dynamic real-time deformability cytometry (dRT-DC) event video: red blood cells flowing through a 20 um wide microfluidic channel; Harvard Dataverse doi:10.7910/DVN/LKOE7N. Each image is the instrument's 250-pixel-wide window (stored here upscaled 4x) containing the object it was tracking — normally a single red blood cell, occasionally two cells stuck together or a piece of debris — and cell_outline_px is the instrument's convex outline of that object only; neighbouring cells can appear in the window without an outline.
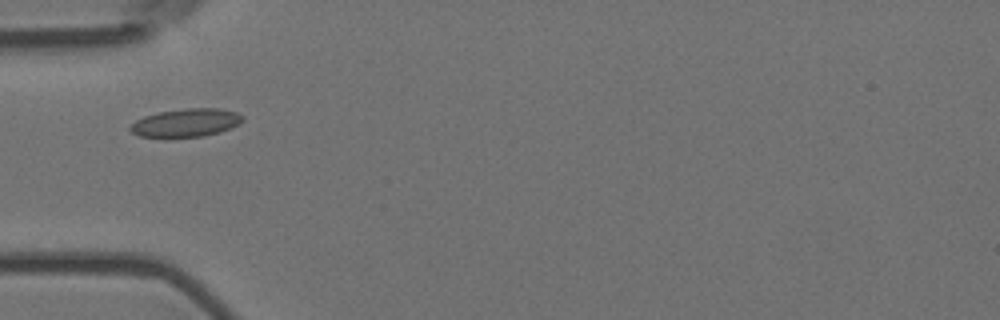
{"species": "Egyptian fruit bat (a non-hibernating species)", "species_latin": "Rousettus aegyptiacus", "temperature_condition": "room temperature", "stored_images_in_passage": 13, "camera_frame_rate_fps": 3000, "um_per_image_px": 0.085, "animal": {"sex": "female"}, "frame": {"image": 1, "passage_image": 3, "time_ms": 0.667, "image_size_px": [1000, 320], "cell_outline_px": [[244, 120], [232, 128], [220, 132], [204, 136], [140, 136], [132, 132], [128, 128], [136, 120], [144, 116], [160, 112], [184, 108], [220, 108], [236, 112], [244, 116]], "centroid_in_image_um": [15.86, 10.41], "position_along_channel_um": 69.1, "area_um2": 18.26}}
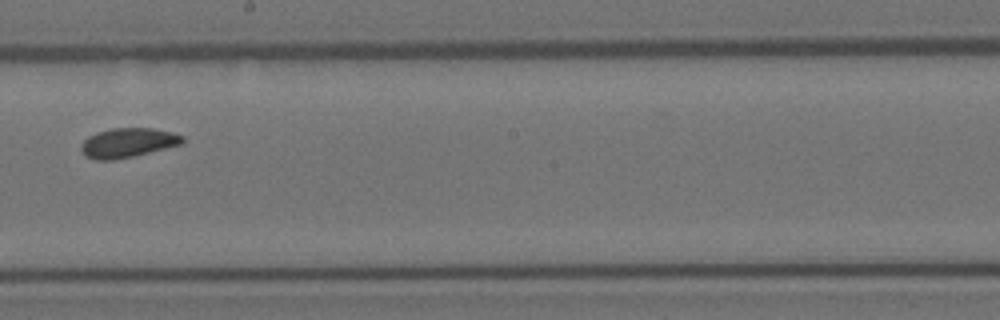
{"frame": {"image": 2, "passage_image": 7, "time_ms": 2.0, "image_size_px": [1000, 320], "cell_outline_px": [[184, 144], [132, 156], [112, 160], [96, 160], [84, 156], [80, 148], [80, 144], [88, 136], [96, 132], [112, 128], [152, 128], [172, 132], [184, 136]], "centroid_in_image_um": [10.85, 12.13], "position_along_channel_um": 237.3, "area_um2": 17.51}}
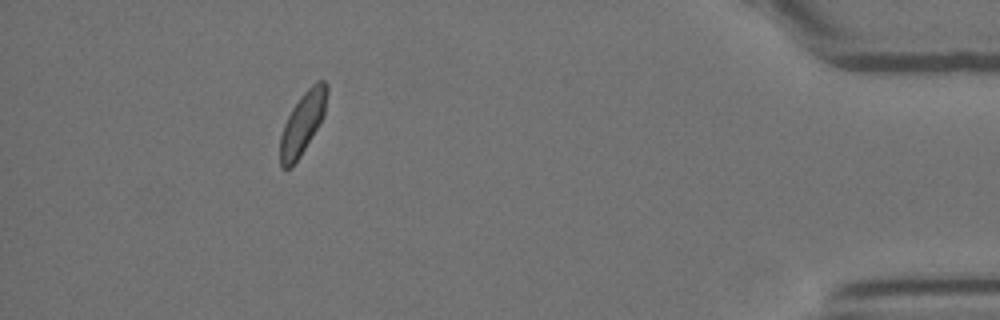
{"frame": {"image": 3, "passage_image": 12, "time_ms": 3.667, "image_size_px": [1000, 320], "cell_outline_px": [[328, 92], [324, 116], [300, 156], [292, 168], [280, 168], [280, 136], [284, 124], [292, 108], [300, 96], [316, 80], [324, 80], [328, 84]], "centroid_in_image_um": [25.73, 10.45], "position_along_channel_um": 409.5, "area_um2": 16.99}}